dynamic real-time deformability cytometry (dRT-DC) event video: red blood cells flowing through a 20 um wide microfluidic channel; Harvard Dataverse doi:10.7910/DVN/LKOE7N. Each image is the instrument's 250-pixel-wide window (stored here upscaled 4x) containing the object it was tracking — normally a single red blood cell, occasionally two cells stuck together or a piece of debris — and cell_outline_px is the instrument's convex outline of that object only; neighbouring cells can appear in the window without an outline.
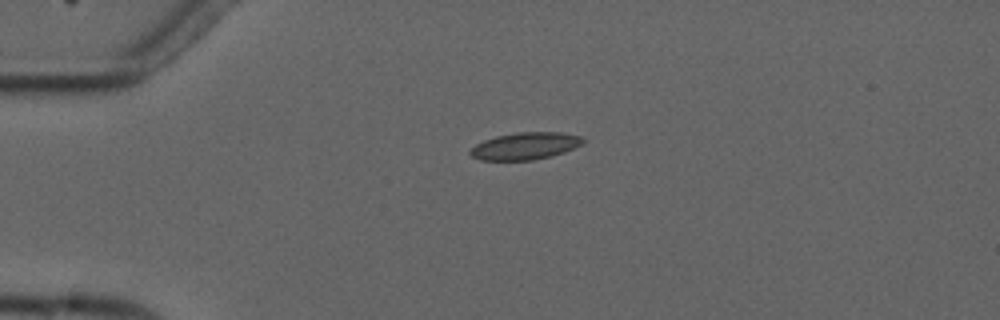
{"species": "common noctule bat (a hibernating species)", "species_latin": "Nyctalus noctula", "temperature_condition": "cold", "stored_images_in_passage": 3, "camera_frame_rate_fps": 3000, "um_per_image_px": 0.085, "animal": {"sex": "male", "forearm_length_mm": 52.5}, "frame": {"image": 1, "passage_image": 1, "time_ms": 0.0, "image_size_px": [1000, 320], "cell_outline_px": [[584, 144], [564, 152], [552, 156], [532, 160], [480, 160], [472, 156], [468, 152], [476, 144], [484, 140], [496, 136], [516, 132], [560, 132], [580, 136], [584, 140]], "centroid_in_image_um": [44.65, 12.41], "position_along_channel_um": 40.4, "area_um2": 17.86}}
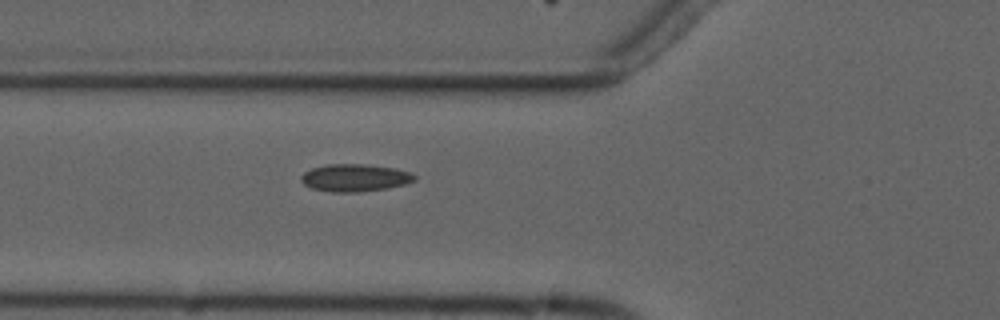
{"frame": {"image": 2, "passage_image": 3, "time_ms": 2.333, "image_size_px": [1000, 320], "cell_outline_px": [[416, 180], [404, 184], [388, 188], [360, 192], [332, 192], [312, 188], [304, 184], [300, 180], [300, 176], [304, 172], [312, 168], [328, 164], [364, 164], [392, 168], [412, 172], [416, 176]], "centroid_in_image_um": [30.16, 15.11], "position_along_channel_um": 95.6, "area_um2": 18.15}}